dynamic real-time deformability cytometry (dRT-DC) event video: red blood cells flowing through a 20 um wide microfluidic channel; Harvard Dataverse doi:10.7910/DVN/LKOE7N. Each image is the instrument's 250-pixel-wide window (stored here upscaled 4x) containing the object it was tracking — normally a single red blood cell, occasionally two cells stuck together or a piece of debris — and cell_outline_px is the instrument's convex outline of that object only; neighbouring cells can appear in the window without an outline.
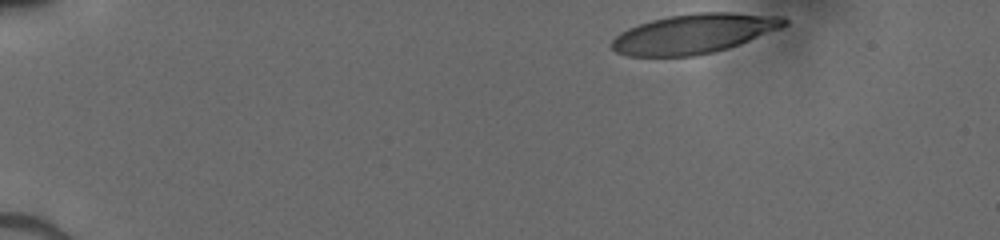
{"species": "human", "species_latin": "Homo sapiens", "temperature_condition": "cold", "stored_images_in_passage": 37, "camera_frame_rate_fps": 3000, "um_per_image_px": 0.085, "donor": {"sex": "male"}, "frame": {"image": 1, "passage_image": 1, "time_ms": 0.0, "image_size_px": [1000, 240], "cell_outline_px": [[788, 24], [780, 28], [740, 44], [728, 48], [712, 52], [692, 56], [628, 56], [616, 52], [612, 48], [612, 40], [620, 32], [628, 28], [652, 20], [668, 16], [696, 12], [732, 12], [784, 16], [788, 20]], "centroid_in_image_um": [59.01, 2.85], "position_along_channel_um": 26.0, "area_um2": 39.71}}
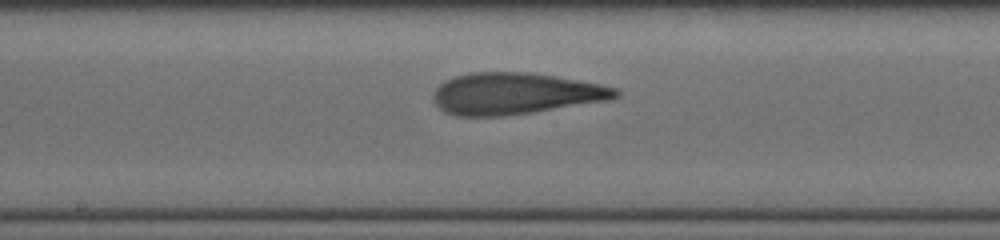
{"frame": {"image": 2, "passage_image": 22, "time_ms": 7.0, "image_size_px": [1000, 240], "cell_outline_px": [[620, 96], [608, 100], [532, 112], [500, 116], [456, 116], [444, 112], [432, 100], [432, 92], [444, 80], [456, 76], [472, 72], [528, 72], [556, 76], [600, 84], [620, 88]], "centroid_in_image_um": [43.78, 7.95], "position_along_channel_um": 204.4, "area_um2": 44.27}}
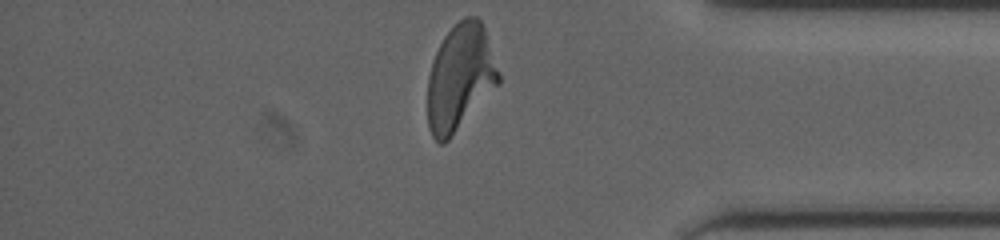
{"frame": {"image": 3, "passage_image": 37, "time_ms": 12.0, "image_size_px": [1000, 240], "cell_outline_px": [[500, 84], [448, 140], [444, 144], [440, 144], [432, 136], [428, 128], [428, 76], [432, 60], [444, 36], [464, 16], [476, 16], [480, 20], [484, 28], [500, 72]], "centroid_in_image_um": [39.11, 6.6], "position_along_channel_um": 396.1, "area_um2": 43.99}}